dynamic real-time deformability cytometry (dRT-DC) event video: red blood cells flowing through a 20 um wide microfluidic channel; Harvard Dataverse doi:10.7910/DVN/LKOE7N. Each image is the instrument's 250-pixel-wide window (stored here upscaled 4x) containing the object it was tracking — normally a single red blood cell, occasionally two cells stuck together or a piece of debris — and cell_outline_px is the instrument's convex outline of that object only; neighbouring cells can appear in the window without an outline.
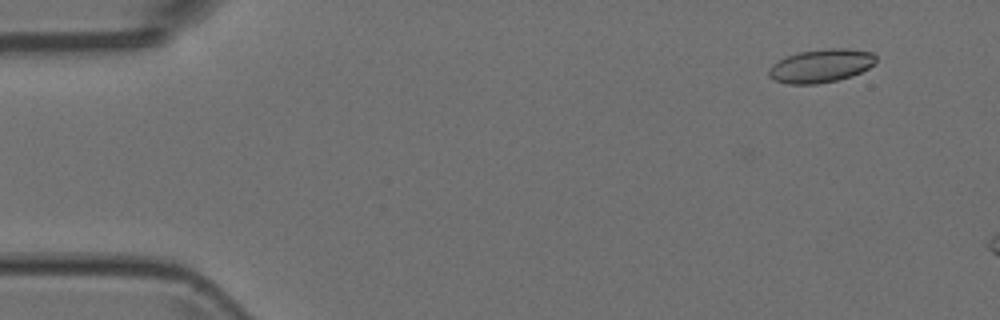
{"species": "Egyptian fruit bat (a non-hibernating species)", "species_latin": "Rousettus aegyptiacus", "temperature_condition": "room temperature", "stored_images_in_passage": 5, "camera_frame_rate_fps": 3000, "um_per_image_px": 0.085, "animal": {"sex": "female"}, "frame": {"image": 1, "passage_image": 1, "time_ms": 0.0, "image_size_px": [1000, 320], "cell_outline_px": [[876, 60], [868, 68], [852, 76], [836, 80], [816, 84], [788, 84], [776, 80], [768, 76], [768, 68], [772, 64], [788, 56], [800, 52], [828, 48], [844, 48], [872, 52], [876, 56]], "centroid_in_image_um": [69.77, 5.59], "position_along_channel_um": 15.2, "area_um2": 20.63}}